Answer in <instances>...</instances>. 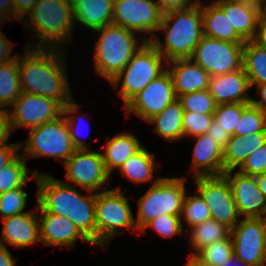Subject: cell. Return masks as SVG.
Wrapping results in <instances>:
<instances>
[{
  "instance_id": "6da1fadb",
  "label": "cell",
  "mask_w": 266,
  "mask_h": 266,
  "mask_svg": "<svg viewBox=\"0 0 266 266\" xmlns=\"http://www.w3.org/2000/svg\"><path fill=\"white\" fill-rule=\"evenodd\" d=\"M31 46L29 43L24 54L18 56L21 91L48 97L66 106L73 99L63 58L66 51Z\"/></svg>"
},
{
  "instance_id": "7a4b0ae2",
  "label": "cell",
  "mask_w": 266,
  "mask_h": 266,
  "mask_svg": "<svg viewBox=\"0 0 266 266\" xmlns=\"http://www.w3.org/2000/svg\"><path fill=\"white\" fill-rule=\"evenodd\" d=\"M31 173L38 187L37 210L68 218L93 245H96V193L87 191L89 195H82L74 186L51 175L36 170Z\"/></svg>"
},
{
  "instance_id": "3957f363",
  "label": "cell",
  "mask_w": 266,
  "mask_h": 266,
  "mask_svg": "<svg viewBox=\"0 0 266 266\" xmlns=\"http://www.w3.org/2000/svg\"><path fill=\"white\" fill-rule=\"evenodd\" d=\"M159 31L165 32V42L162 43L156 36L151 42L166 63L175 59L191 58L204 35L201 3L163 13Z\"/></svg>"
},
{
  "instance_id": "277c9868",
  "label": "cell",
  "mask_w": 266,
  "mask_h": 266,
  "mask_svg": "<svg viewBox=\"0 0 266 266\" xmlns=\"http://www.w3.org/2000/svg\"><path fill=\"white\" fill-rule=\"evenodd\" d=\"M26 18V27L35 34L34 39L39 38L33 48L62 49L71 39L75 26L71 0H37Z\"/></svg>"
},
{
  "instance_id": "5b68a950",
  "label": "cell",
  "mask_w": 266,
  "mask_h": 266,
  "mask_svg": "<svg viewBox=\"0 0 266 266\" xmlns=\"http://www.w3.org/2000/svg\"><path fill=\"white\" fill-rule=\"evenodd\" d=\"M95 32L100 36L93 54L94 67L98 75L110 82L124 69L146 40L141 42L135 36L136 32L113 23Z\"/></svg>"
},
{
  "instance_id": "8992f818",
  "label": "cell",
  "mask_w": 266,
  "mask_h": 266,
  "mask_svg": "<svg viewBox=\"0 0 266 266\" xmlns=\"http://www.w3.org/2000/svg\"><path fill=\"white\" fill-rule=\"evenodd\" d=\"M165 61L151 41L140 47L124 69L110 81L114 89L119 87L124 107L166 70L163 67L167 64Z\"/></svg>"
},
{
  "instance_id": "52a82bcc",
  "label": "cell",
  "mask_w": 266,
  "mask_h": 266,
  "mask_svg": "<svg viewBox=\"0 0 266 266\" xmlns=\"http://www.w3.org/2000/svg\"><path fill=\"white\" fill-rule=\"evenodd\" d=\"M121 191L120 186L110 190L105 186L96 193V245L102 248L121 234L118 228L138 230L129 200Z\"/></svg>"
},
{
  "instance_id": "ba28073f",
  "label": "cell",
  "mask_w": 266,
  "mask_h": 266,
  "mask_svg": "<svg viewBox=\"0 0 266 266\" xmlns=\"http://www.w3.org/2000/svg\"><path fill=\"white\" fill-rule=\"evenodd\" d=\"M184 177H162L138 200V231L156 217L181 215L184 196L187 193Z\"/></svg>"
},
{
  "instance_id": "9c48e42d",
  "label": "cell",
  "mask_w": 266,
  "mask_h": 266,
  "mask_svg": "<svg viewBox=\"0 0 266 266\" xmlns=\"http://www.w3.org/2000/svg\"><path fill=\"white\" fill-rule=\"evenodd\" d=\"M27 142H20L22 156L30 157H55L64 162L76 150L72 142L67 122L63 115L56 120L44 123L29 130ZM24 145V147H23Z\"/></svg>"
},
{
  "instance_id": "30bf717a",
  "label": "cell",
  "mask_w": 266,
  "mask_h": 266,
  "mask_svg": "<svg viewBox=\"0 0 266 266\" xmlns=\"http://www.w3.org/2000/svg\"><path fill=\"white\" fill-rule=\"evenodd\" d=\"M245 42H230L202 36L190 59L210 76L237 71L243 67Z\"/></svg>"
},
{
  "instance_id": "8fae6325",
  "label": "cell",
  "mask_w": 266,
  "mask_h": 266,
  "mask_svg": "<svg viewBox=\"0 0 266 266\" xmlns=\"http://www.w3.org/2000/svg\"><path fill=\"white\" fill-rule=\"evenodd\" d=\"M197 193L210 209L212 219L232 229L239 222V213L228 178L223 175L194 178Z\"/></svg>"
},
{
  "instance_id": "7c38bea8",
  "label": "cell",
  "mask_w": 266,
  "mask_h": 266,
  "mask_svg": "<svg viewBox=\"0 0 266 266\" xmlns=\"http://www.w3.org/2000/svg\"><path fill=\"white\" fill-rule=\"evenodd\" d=\"M163 12L154 0H114L113 24L125 29L146 33L151 41L158 33Z\"/></svg>"
},
{
  "instance_id": "4fadbf2b",
  "label": "cell",
  "mask_w": 266,
  "mask_h": 266,
  "mask_svg": "<svg viewBox=\"0 0 266 266\" xmlns=\"http://www.w3.org/2000/svg\"><path fill=\"white\" fill-rule=\"evenodd\" d=\"M234 257L248 266H263L266 249V218H245L230 231Z\"/></svg>"
},
{
  "instance_id": "5bb4252c",
  "label": "cell",
  "mask_w": 266,
  "mask_h": 266,
  "mask_svg": "<svg viewBox=\"0 0 266 266\" xmlns=\"http://www.w3.org/2000/svg\"><path fill=\"white\" fill-rule=\"evenodd\" d=\"M8 109L12 133L17 127L36 128L62 115V106L54 99L21 92Z\"/></svg>"
},
{
  "instance_id": "9a60e30c",
  "label": "cell",
  "mask_w": 266,
  "mask_h": 266,
  "mask_svg": "<svg viewBox=\"0 0 266 266\" xmlns=\"http://www.w3.org/2000/svg\"><path fill=\"white\" fill-rule=\"evenodd\" d=\"M66 179L85 191L97 193L110 179L101 152L89 149L75 150L64 162Z\"/></svg>"
},
{
  "instance_id": "2e32d148",
  "label": "cell",
  "mask_w": 266,
  "mask_h": 266,
  "mask_svg": "<svg viewBox=\"0 0 266 266\" xmlns=\"http://www.w3.org/2000/svg\"><path fill=\"white\" fill-rule=\"evenodd\" d=\"M177 98L173 80L166 70L152 82L149 83L136 97H134L124 108L126 115L135 113L147 122L156 114L161 113L169 104Z\"/></svg>"
},
{
  "instance_id": "e0dca14e",
  "label": "cell",
  "mask_w": 266,
  "mask_h": 266,
  "mask_svg": "<svg viewBox=\"0 0 266 266\" xmlns=\"http://www.w3.org/2000/svg\"><path fill=\"white\" fill-rule=\"evenodd\" d=\"M234 171L236 170L226 171L224 175L230 182L239 216L265 218L266 200L259 189L256 177L239 171L233 173Z\"/></svg>"
},
{
  "instance_id": "ac0fdd59",
  "label": "cell",
  "mask_w": 266,
  "mask_h": 266,
  "mask_svg": "<svg viewBox=\"0 0 266 266\" xmlns=\"http://www.w3.org/2000/svg\"><path fill=\"white\" fill-rule=\"evenodd\" d=\"M217 4L244 41L257 39L266 0H222Z\"/></svg>"
},
{
  "instance_id": "d6986e66",
  "label": "cell",
  "mask_w": 266,
  "mask_h": 266,
  "mask_svg": "<svg viewBox=\"0 0 266 266\" xmlns=\"http://www.w3.org/2000/svg\"><path fill=\"white\" fill-rule=\"evenodd\" d=\"M251 84L243 67L237 71L210 78L209 91L217 105L228 103H252L247 97Z\"/></svg>"
},
{
  "instance_id": "ffe728a7",
  "label": "cell",
  "mask_w": 266,
  "mask_h": 266,
  "mask_svg": "<svg viewBox=\"0 0 266 266\" xmlns=\"http://www.w3.org/2000/svg\"><path fill=\"white\" fill-rule=\"evenodd\" d=\"M36 214L28 211L3 218L0 244H3V240L12 246L24 248L41 242L39 217Z\"/></svg>"
},
{
  "instance_id": "44dd1931",
  "label": "cell",
  "mask_w": 266,
  "mask_h": 266,
  "mask_svg": "<svg viewBox=\"0 0 266 266\" xmlns=\"http://www.w3.org/2000/svg\"><path fill=\"white\" fill-rule=\"evenodd\" d=\"M165 67L172 77L177 98L186 93L209 89L210 74L192 59H175L167 62Z\"/></svg>"
},
{
  "instance_id": "7402d4cb",
  "label": "cell",
  "mask_w": 266,
  "mask_h": 266,
  "mask_svg": "<svg viewBox=\"0 0 266 266\" xmlns=\"http://www.w3.org/2000/svg\"><path fill=\"white\" fill-rule=\"evenodd\" d=\"M40 240L44 245L73 248L75 242L81 241L91 243L68 218L58 216L49 212H41Z\"/></svg>"
},
{
  "instance_id": "603a6c76",
  "label": "cell",
  "mask_w": 266,
  "mask_h": 266,
  "mask_svg": "<svg viewBox=\"0 0 266 266\" xmlns=\"http://www.w3.org/2000/svg\"><path fill=\"white\" fill-rule=\"evenodd\" d=\"M193 138V177L223 175V149L206 133Z\"/></svg>"
},
{
  "instance_id": "cb8c5ba5",
  "label": "cell",
  "mask_w": 266,
  "mask_h": 266,
  "mask_svg": "<svg viewBox=\"0 0 266 266\" xmlns=\"http://www.w3.org/2000/svg\"><path fill=\"white\" fill-rule=\"evenodd\" d=\"M74 21L90 30L113 23L114 0H71Z\"/></svg>"
},
{
  "instance_id": "d4e9b609",
  "label": "cell",
  "mask_w": 266,
  "mask_h": 266,
  "mask_svg": "<svg viewBox=\"0 0 266 266\" xmlns=\"http://www.w3.org/2000/svg\"><path fill=\"white\" fill-rule=\"evenodd\" d=\"M265 143L266 131L255 132L246 137L231 135L223 148V174L239 168L253 151Z\"/></svg>"
},
{
  "instance_id": "484cf974",
  "label": "cell",
  "mask_w": 266,
  "mask_h": 266,
  "mask_svg": "<svg viewBox=\"0 0 266 266\" xmlns=\"http://www.w3.org/2000/svg\"><path fill=\"white\" fill-rule=\"evenodd\" d=\"M142 147L138 138L127 132L119 133L112 138L107 136L105 151L101 153L106 171L111 175L113 169L119 170Z\"/></svg>"
},
{
  "instance_id": "4316f807",
  "label": "cell",
  "mask_w": 266,
  "mask_h": 266,
  "mask_svg": "<svg viewBox=\"0 0 266 266\" xmlns=\"http://www.w3.org/2000/svg\"><path fill=\"white\" fill-rule=\"evenodd\" d=\"M201 10L204 36L230 42H245L235 32L228 16H225L223 9L217 3L201 5Z\"/></svg>"
},
{
  "instance_id": "83f0119b",
  "label": "cell",
  "mask_w": 266,
  "mask_h": 266,
  "mask_svg": "<svg viewBox=\"0 0 266 266\" xmlns=\"http://www.w3.org/2000/svg\"><path fill=\"white\" fill-rule=\"evenodd\" d=\"M183 116L182 104L176 99L147 122L155 124L154 132L167 141H179L183 138Z\"/></svg>"
},
{
  "instance_id": "f1b7e54d",
  "label": "cell",
  "mask_w": 266,
  "mask_h": 266,
  "mask_svg": "<svg viewBox=\"0 0 266 266\" xmlns=\"http://www.w3.org/2000/svg\"><path fill=\"white\" fill-rule=\"evenodd\" d=\"M243 69L251 87L266 83V47L256 39L244 43Z\"/></svg>"
},
{
  "instance_id": "f546056e",
  "label": "cell",
  "mask_w": 266,
  "mask_h": 266,
  "mask_svg": "<svg viewBox=\"0 0 266 266\" xmlns=\"http://www.w3.org/2000/svg\"><path fill=\"white\" fill-rule=\"evenodd\" d=\"M153 153L143 146L138 152L132 155L119 169L121 174L134 183H147L153 180L159 181L162 177L155 179L154 170L156 167Z\"/></svg>"
},
{
  "instance_id": "4dcf8cb0",
  "label": "cell",
  "mask_w": 266,
  "mask_h": 266,
  "mask_svg": "<svg viewBox=\"0 0 266 266\" xmlns=\"http://www.w3.org/2000/svg\"><path fill=\"white\" fill-rule=\"evenodd\" d=\"M230 231L231 229L226 225L212 218L191 227L189 230V244L194 251L192 254H197L204 247L227 238Z\"/></svg>"
},
{
  "instance_id": "1f68e13d",
  "label": "cell",
  "mask_w": 266,
  "mask_h": 266,
  "mask_svg": "<svg viewBox=\"0 0 266 266\" xmlns=\"http://www.w3.org/2000/svg\"><path fill=\"white\" fill-rule=\"evenodd\" d=\"M18 55L0 64V109H9L21 95Z\"/></svg>"
},
{
  "instance_id": "d6a6232c",
  "label": "cell",
  "mask_w": 266,
  "mask_h": 266,
  "mask_svg": "<svg viewBox=\"0 0 266 266\" xmlns=\"http://www.w3.org/2000/svg\"><path fill=\"white\" fill-rule=\"evenodd\" d=\"M26 159L18 155L10 164L0 171V194L11 189L25 187L29 181Z\"/></svg>"
},
{
  "instance_id": "836d02e7",
  "label": "cell",
  "mask_w": 266,
  "mask_h": 266,
  "mask_svg": "<svg viewBox=\"0 0 266 266\" xmlns=\"http://www.w3.org/2000/svg\"><path fill=\"white\" fill-rule=\"evenodd\" d=\"M261 131H266V113L253 103H242V115L235 135L246 137Z\"/></svg>"
},
{
  "instance_id": "e575fe53",
  "label": "cell",
  "mask_w": 266,
  "mask_h": 266,
  "mask_svg": "<svg viewBox=\"0 0 266 266\" xmlns=\"http://www.w3.org/2000/svg\"><path fill=\"white\" fill-rule=\"evenodd\" d=\"M180 218L181 222L184 218L183 221H186L188 227L191 228L211 219L212 216L209 207L200 194L190 196L185 194Z\"/></svg>"
},
{
  "instance_id": "d590c367",
  "label": "cell",
  "mask_w": 266,
  "mask_h": 266,
  "mask_svg": "<svg viewBox=\"0 0 266 266\" xmlns=\"http://www.w3.org/2000/svg\"><path fill=\"white\" fill-rule=\"evenodd\" d=\"M178 100L181 102L184 112L213 114L217 107L209 89L183 94L178 97Z\"/></svg>"
},
{
  "instance_id": "8d00e7d4",
  "label": "cell",
  "mask_w": 266,
  "mask_h": 266,
  "mask_svg": "<svg viewBox=\"0 0 266 266\" xmlns=\"http://www.w3.org/2000/svg\"><path fill=\"white\" fill-rule=\"evenodd\" d=\"M196 255L212 266H222L225 261L234 256L231 235L204 247Z\"/></svg>"
},
{
  "instance_id": "74e56055",
  "label": "cell",
  "mask_w": 266,
  "mask_h": 266,
  "mask_svg": "<svg viewBox=\"0 0 266 266\" xmlns=\"http://www.w3.org/2000/svg\"><path fill=\"white\" fill-rule=\"evenodd\" d=\"M28 194L24 187L11 189L0 194V215L3 218L19 215L28 211H23L27 206Z\"/></svg>"
},
{
  "instance_id": "f35d334b",
  "label": "cell",
  "mask_w": 266,
  "mask_h": 266,
  "mask_svg": "<svg viewBox=\"0 0 266 266\" xmlns=\"http://www.w3.org/2000/svg\"><path fill=\"white\" fill-rule=\"evenodd\" d=\"M242 115V103H228L217 105L213 119L230 135H235Z\"/></svg>"
},
{
  "instance_id": "ab89813d",
  "label": "cell",
  "mask_w": 266,
  "mask_h": 266,
  "mask_svg": "<svg viewBox=\"0 0 266 266\" xmlns=\"http://www.w3.org/2000/svg\"><path fill=\"white\" fill-rule=\"evenodd\" d=\"M153 228L158 235L165 238L176 236L184 232L180 215H164L149 221L141 230L145 233L146 228Z\"/></svg>"
},
{
  "instance_id": "60d3db41",
  "label": "cell",
  "mask_w": 266,
  "mask_h": 266,
  "mask_svg": "<svg viewBox=\"0 0 266 266\" xmlns=\"http://www.w3.org/2000/svg\"><path fill=\"white\" fill-rule=\"evenodd\" d=\"M213 120V114L184 112L183 137H195L207 133Z\"/></svg>"
},
{
  "instance_id": "b9f144b4",
  "label": "cell",
  "mask_w": 266,
  "mask_h": 266,
  "mask_svg": "<svg viewBox=\"0 0 266 266\" xmlns=\"http://www.w3.org/2000/svg\"><path fill=\"white\" fill-rule=\"evenodd\" d=\"M78 103H75V98H73L66 106L62 107V115L64 116L66 122H67V126L69 128V133L72 139V142L74 144V147L76 150H82V149H88L89 144H85L84 141L80 140L81 137H79V133L80 132V124L79 127H77L78 125L75 123L77 122L76 120L80 119V118H85L84 116L81 115H76L74 113H78ZM71 114V115H70Z\"/></svg>"
},
{
  "instance_id": "7bdbcfd3",
  "label": "cell",
  "mask_w": 266,
  "mask_h": 266,
  "mask_svg": "<svg viewBox=\"0 0 266 266\" xmlns=\"http://www.w3.org/2000/svg\"><path fill=\"white\" fill-rule=\"evenodd\" d=\"M239 172L256 177L266 172V143L253 151L238 169Z\"/></svg>"
},
{
  "instance_id": "ee69618b",
  "label": "cell",
  "mask_w": 266,
  "mask_h": 266,
  "mask_svg": "<svg viewBox=\"0 0 266 266\" xmlns=\"http://www.w3.org/2000/svg\"><path fill=\"white\" fill-rule=\"evenodd\" d=\"M20 143L2 144L0 145V171L10 164L19 154Z\"/></svg>"
},
{
  "instance_id": "f6af8a7d",
  "label": "cell",
  "mask_w": 266,
  "mask_h": 266,
  "mask_svg": "<svg viewBox=\"0 0 266 266\" xmlns=\"http://www.w3.org/2000/svg\"><path fill=\"white\" fill-rule=\"evenodd\" d=\"M156 2L158 3L161 11L166 13L172 10H180L194 6L201 2V0H157Z\"/></svg>"
},
{
  "instance_id": "bcb514c9",
  "label": "cell",
  "mask_w": 266,
  "mask_h": 266,
  "mask_svg": "<svg viewBox=\"0 0 266 266\" xmlns=\"http://www.w3.org/2000/svg\"><path fill=\"white\" fill-rule=\"evenodd\" d=\"M206 134H208L222 149L226 146V143L231 137V135L222 129L214 119L212 120Z\"/></svg>"
},
{
  "instance_id": "7dc6e473",
  "label": "cell",
  "mask_w": 266,
  "mask_h": 266,
  "mask_svg": "<svg viewBox=\"0 0 266 266\" xmlns=\"http://www.w3.org/2000/svg\"><path fill=\"white\" fill-rule=\"evenodd\" d=\"M12 133L8 109H0V145L8 143Z\"/></svg>"
},
{
  "instance_id": "c3c4849f",
  "label": "cell",
  "mask_w": 266,
  "mask_h": 266,
  "mask_svg": "<svg viewBox=\"0 0 266 266\" xmlns=\"http://www.w3.org/2000/svg\"><path fill=\"white\" fill-rule=\"evenodd\" d=\"M36 2L37 0H14L15 19L22 21Z\"/></svg>"
},
{
  "instance_id": "681fc988",
  "label": "cell",
  "mask_w": 266,
  "mask_h": 266,
  "mask_svg": "<svg viewBox=\"0 0 266 266\" xmlns=\"http://www.w3.org/2000/svg\"><path fill=\"white\" fill-rule=\"evenodd\" d=\"M14 42L6 39V36L1 32L0 29V64L6 63L11 59H14L16 56H10L12 54Z\"/></svg>"
},
{
  "instance_id": "f907efd6",
  "label": "cell",
  "mask_w": 266,
  "mask_h": 266,
  "mask_svg": "<svg viewBox=\"0 0 266 266\" xmlns=\"http://www.w3.org/2000/svg\"><path fill=\"white\" fill-rule=\"evenodd\" d=\"M11 14L15 19L14 0H0V22L10 19Z\"/></svg>"
},
{
  "instance_id": "816d5d0a",
  "label": "cell",
  "mask_w": 266,
  "mask_h": 266,
  "mask_svg": "<svg viewBox=\"0 0 266 266\" xmlns=\"http://www.w3.org/2000/svg\"><path fill=\"white\" fill-rule=\"evenodd\" d=\"M16 264V259L12 258L5 244H0V266H15Z\"/></svg>"
},
{
  "instance_id": "f5cc1de1",
  "label": "cell",
  "mask_w": 266,
  "mask_h": 266,
  "mask_svg": "<svg viewBox=\"0 0 266 266\" xmlns=\"http://www.w3.org/2000/svg\"><path fill=\"white\" fill-rule=\"evenodd\" d=\"M256 88L258 92L257 94L260 95V99H252V103L266 113V83L257 85Z\"/></svg>"
},
{
  "instance_id": "db71d44e",
  "label": "cell",
  "mask_w": 266,
  "mask_h": 266,
  "mask_svg": "<svg viewBox=\"0 0 266 266\" xmlns=\"http://www.w3.org/2000/svg\"><path fill=\"white\" fill-rule=\"evenodd\" d=\"M256 40L266 47V7L264 8L260 18L259 31Z\"/></svg>"
},
{
  "instance_id": "11a10c76",
  "label": "cell",
  "mask_w": 266,
  "mask_h": 266,
  "mask_svg": "<svg viewBox=\"0 0 266 266\" xmlns=\"http://www.w3.org/2000/svg\"><path fill=\"white\" fill-rule=\"evenodd\" d=\"M188 262L184 266H212L209 263L203 261L196 254H190Z\"/></svg>"
},
{
  "instance_id": "9f6ffc18",
  "label": "cell",
  "mask_w": 266,
  "mask_h": 266,
  "mask_svg": "<svg viewBox=\"0 0 266 266\" xmlns=\"http://www.w3.org/2000/svg\"><path fill=\"white\" fill-rule=\"evenodd\" d=\"M256 181H257L260 191L262 192L266 200V172L262 173L261 175L256 176Z\"/></svg>"
},
{
  "instance_id": "6f0895ef",
  "label": "cell",
  "mask_w": 266,
  "mask_h": 266,
  "mask_svg": "<svg viewBox=\"0 0 266 266\" xmlns=\"http://www.w3.org/2000/svg\"><path fill=\"white\" fill-rule=\"evenodd\" d=\"M222 266H248L243 263L241 260L236 259L234 256L229 260L225 261Z\"/></svg>"
},
{
  "instance_id": "680465c9",
  "label": "cell",
  "mask_w": 266,
  "mask_h": 266,
  "mask_svg": "<svg viewBox=\"0 0 266 266\" xmlns=\"http://www.w3.org/2000/svg\"><path fill=\"white\" fill-rule=\"evenodd\" d=\"M263 266H266V249H265V257H264V263Z\"/></svg>"
},
{
  "instance_id": "91938a15",
  "label": "cell",
  "mask_w": 266,
  "mask_h": 266,
  "mask_svg": "<svg viewBox=\"0 0 266 266\" xmlns=\"http://www.w3.org/2000/svg\"><path fill=\"white\" fill-rule=\"evenodd\" d=\"M219 1H222V0H214L213 2H214V3H217V2H219Z\"/></svg>"
}]
</instances>
